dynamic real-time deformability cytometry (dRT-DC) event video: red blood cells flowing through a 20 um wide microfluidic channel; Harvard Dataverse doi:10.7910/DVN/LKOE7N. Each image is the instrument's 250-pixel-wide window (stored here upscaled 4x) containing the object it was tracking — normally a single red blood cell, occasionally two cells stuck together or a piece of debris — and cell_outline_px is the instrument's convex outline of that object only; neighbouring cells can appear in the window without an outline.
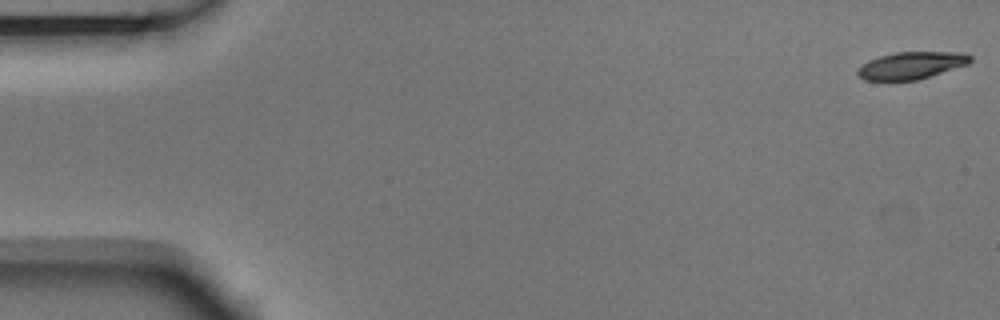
{"species": "Egyptian fruit bat (a non-hibernating species)", "species_latin": "Rousettus aegyptiacus", "temperature_condition": "room temperature", "stored_images_in_passage": 17, "camera_frame_rate_fps": 3000, "um_per_image_px": 0.085, "animal": {"sex": "male"}, "frame": {"image": 1, "passage_image": 1, "time_ms": 0.0, "image_size_px": [1000, 320], "cell_outline_px": [[972, 60], [968, 64], [916, 80], [888, 84], [864, 80], [856, 72], [868, 60], [880, 56], [896, 52], [964, 52], [972, 56]], "centroid_in_image_um": [77.41, 5.6], "position_along_channel_um": 7.6, "area_um2": 18.38}}
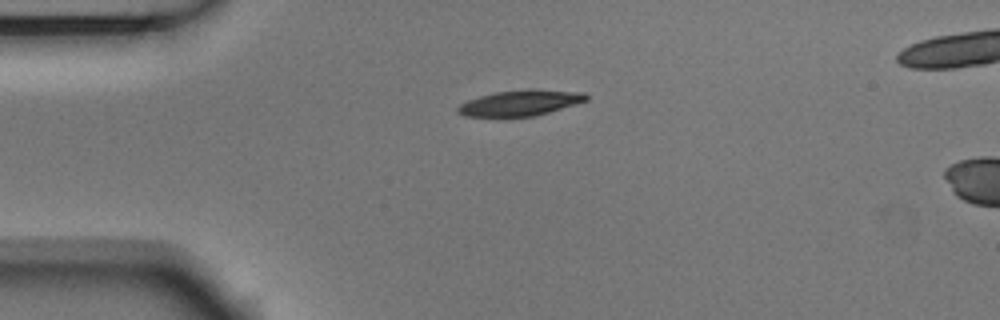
{"frame": {"image": 2, "passage_image": 13, "time_ms": 4.0, "image_size_px": [1000, 320], "cell_outline_px": [[588, 100], [576, 104], [536, 116], [464, 116], [456, 112], [456, 108], [460, 104], [468, 100], [480, 96], [496, 92], [528, 88], [532, 88], [584, 92], [588, 96]], "centroid_in_image_um": [44.25, 8.73], "position_along_channel_um": 40.8, "area_um2": 19.36}}